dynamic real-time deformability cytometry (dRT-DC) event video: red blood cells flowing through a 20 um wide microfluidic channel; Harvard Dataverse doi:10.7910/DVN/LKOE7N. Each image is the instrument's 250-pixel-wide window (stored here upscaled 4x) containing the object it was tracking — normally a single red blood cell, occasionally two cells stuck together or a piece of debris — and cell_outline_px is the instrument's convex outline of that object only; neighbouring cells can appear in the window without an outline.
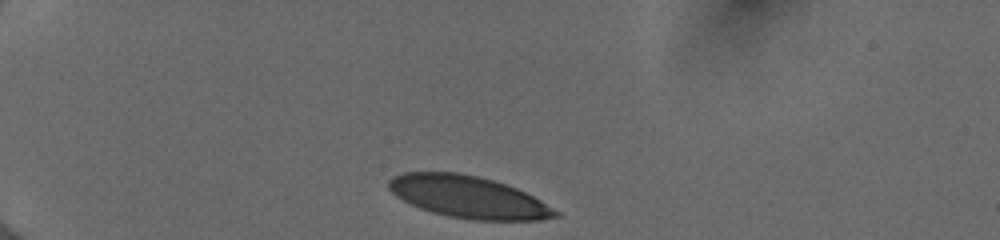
{"species": "human", "species_latin": "Homo sapiens", "temperature_condition": "cold", "stored_images_in_passage": 5, "segment_of_instrument_passage": [1, 2], "camera_frame_rate_fps": 3000, "um_per_image_px": 0.085, "donor": {"sex": "female"}, "frame": {"image": 1, "passage_image": 1, "time_ms": 0.0, "image_size_px": [1000, 240], "cell_outline_px": [[560, 216], [540, 220], [472, 220], [448, 216], [432, 212], [420, 208], [396, 196], [388, 188], [388, 180], [392, 176], [404, 172], [456, 172], [476, 176], [492, 180], [516, 188], [540, 200], [560, 212]], "centroid_in_image_um": [39.79, 16.74], "position_along_channel_um": 45.2, "area_um2": 40.58}}